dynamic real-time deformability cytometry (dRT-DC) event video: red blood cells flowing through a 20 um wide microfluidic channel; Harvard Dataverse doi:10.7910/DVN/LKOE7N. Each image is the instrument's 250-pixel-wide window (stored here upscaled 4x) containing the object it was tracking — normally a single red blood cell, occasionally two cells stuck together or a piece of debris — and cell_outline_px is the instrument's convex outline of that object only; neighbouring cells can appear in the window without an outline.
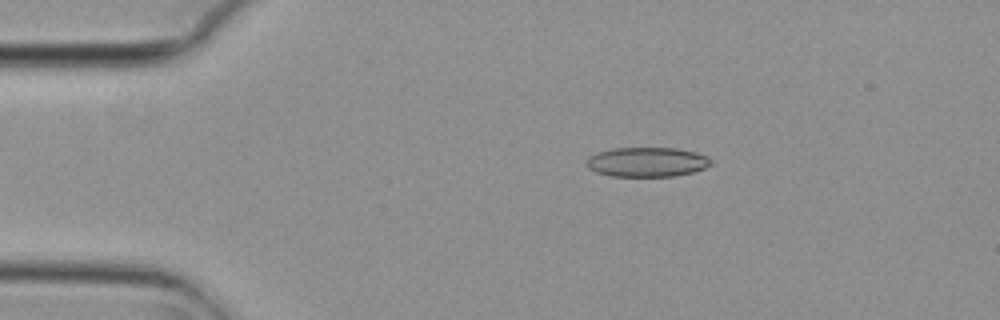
{"species": "common noctule bat (a hibernating species)", "species_latin": "Nyctalus noctula", "temperature_condition": "cold", "stored_images_in_passage": 6, "camera_frame_rate_fps": 3000, "um_per_image_px": 0.085, "animal": {"sex": "female", "body_mass_g": 29.2, "forearm_length_mm": 56.3}, "frame": {"image": 1, "passage_image": 2, "time_ms": 0.333, "image_size_px": [1000, 320], "cell_outline_px": [[712, 164], [704, 168], [692, 172], [676, 176], [612, 176], [596, 172], [588, 168], [588, 156], [596, 152], [612, 148], [676, 148], [696, 152], [712, 160]], "centroid_in_image_um": [54.98, 13.77], "position_along_channel_um": 30.0, "area_um2": 21.39}}
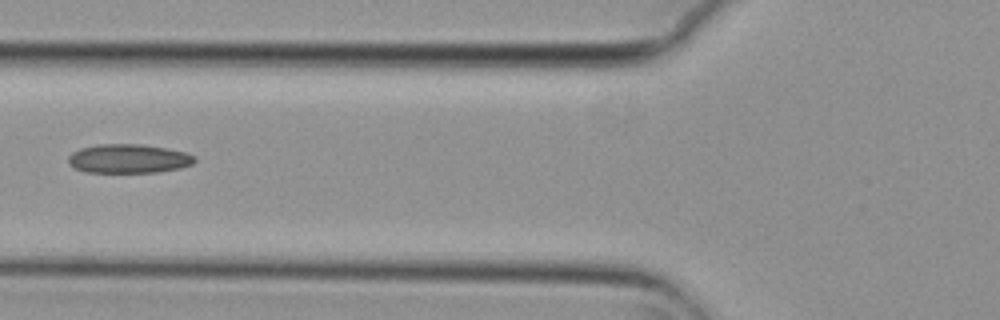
{"frame": {"image": 2, "passage_image": 5, "time_ms": 1.333, "image_size_px": [1000, 320], "cell_outline_px": [[196, 160], [192, 164], [180, 168], [156, 172], [84, 172], [68, 164], [68, 156], [72, 152], [80, 148], [96, 144], [140, 144], [164, 148], [184, 152], [196, 156]], "centroid_in_image_um": [10.9, 13.48], "position_along_channel_um": 114.9, "area_um2": 21.33}}
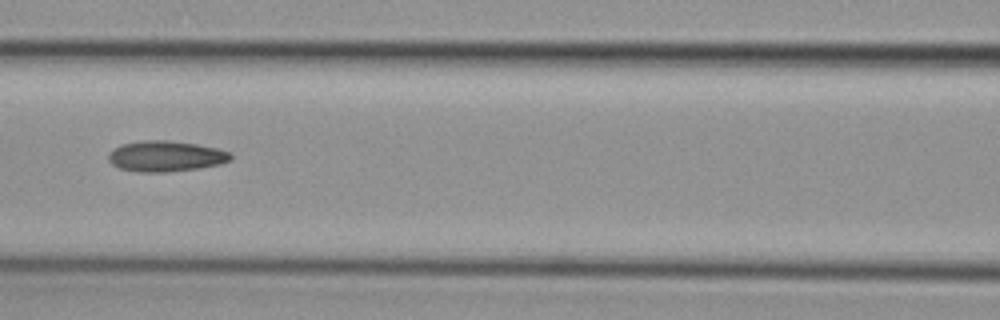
{"frame": {"image": 3, "passage_image": 6, "time_ms": 1.667, "image_size_px": [1000, 320], "cell_outline_px": [[232, 160], [220, 164], [200, 168], [168, 172], [136, 172], [120, 168], [112, 164], [108, 160], [108, 152], [112, 148], [120, 144], [140, 140], [168, 140], [196, 144], [216, 148], [232, 152]], "centroid_in_image_um": [14.07, 13.27], "position_along_channel_um": 152.5, "area_um2": 22.25}}